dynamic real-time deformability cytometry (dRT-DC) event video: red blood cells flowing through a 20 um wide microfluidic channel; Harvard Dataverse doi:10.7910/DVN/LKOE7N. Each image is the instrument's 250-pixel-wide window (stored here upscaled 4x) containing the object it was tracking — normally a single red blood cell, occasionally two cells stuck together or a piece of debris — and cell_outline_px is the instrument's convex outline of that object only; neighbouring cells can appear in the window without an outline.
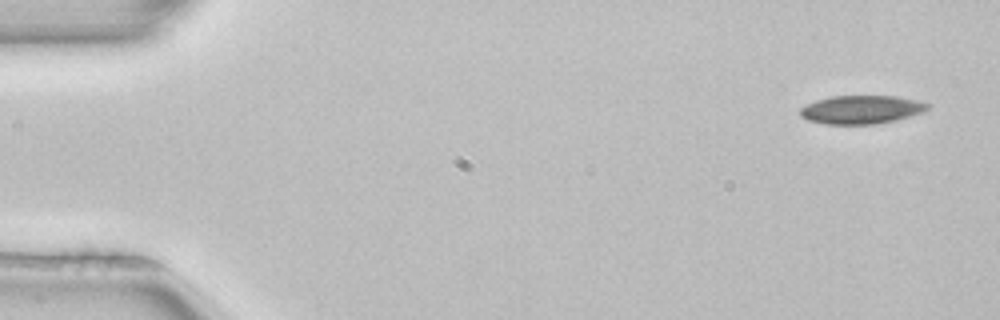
{"species": "common noctule bat (a hibernating species)", "species_latin": "Nyctalus noctula", "temperature_condition": "room temperature", "stored_images_in_passage": 5, "camera_frame_rate_fps": 3000, "um_per_image_px": 0.085, "animal": {"sex": "female", "body_mass_g": 22.7, "forearm_length_mm": 54.2}, "frame": {"image": 1, "passage_image": 1, "time_ms": 0.0, "image_size_px": [1000, 320], "cell_outline_px": [[932, 104], [924, 112], [896, 120], [876, 124], [824, 124], [808, 120], [800, 116], [800, 108], [816, 100], [832, 96], [896, 96], [916, 100]], "centroid_in_image_um": [73.23, 9.32], "position_along_channel_um": 11.8, "area_um2": 21.15}}
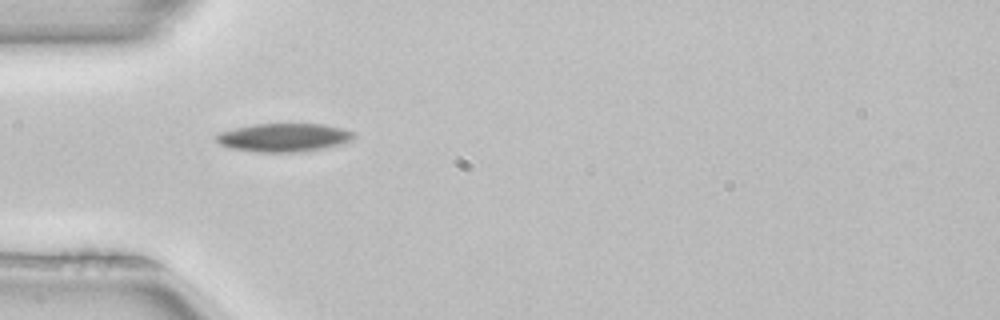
{"frame": {"image": 2, "passage_image": 4, "time_ms": 1.0, "image_size_px": [1000, 320], "cell_outline_px": [[356, 136], [352, 140], [340, 144], [324, 148], [296, 152], [256, 152], [228, 148], [220, 144], [216, 140], [216, 136], [220, 132], [236, 128], [256, 124], [324, 124], [356, 132]], "centroid_in_image_um": [24.14, 11.69], "position_along_channel_um": 60.9, "area_um2": 22.72}}